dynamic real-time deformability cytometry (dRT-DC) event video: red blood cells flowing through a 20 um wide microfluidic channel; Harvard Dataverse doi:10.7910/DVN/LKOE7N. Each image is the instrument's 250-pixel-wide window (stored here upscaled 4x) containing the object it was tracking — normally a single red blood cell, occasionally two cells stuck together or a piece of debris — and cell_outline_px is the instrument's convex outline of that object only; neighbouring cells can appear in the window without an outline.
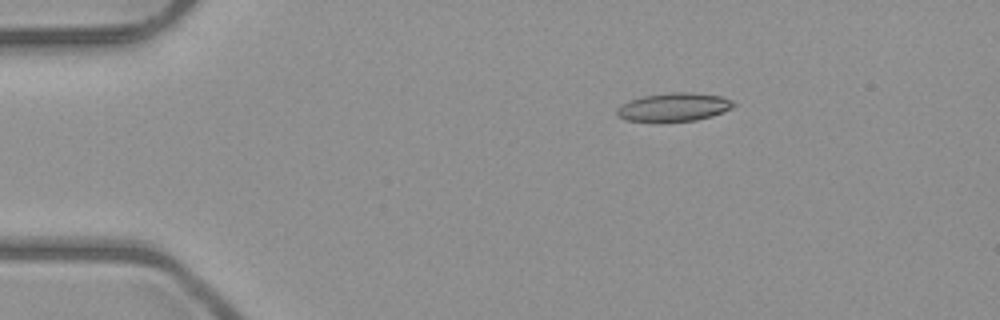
{"species": "common noctule bat (a hibernating species)", "species_latin": "Nyctalus noctula", "temperature_condition": "room temperature", "stored_images_in_passage": 5, "camera_frame_rate_fps": 3000, "um_per_image_px": 0.085, "animal": {"sex": "male", "body_mass_g": 23.1, "forearm_length_mm": 52.7}, "frame": {"image": 1, "passage_image": 3, "time_ms": 2.333, "image_size_px": [1000, 320], "cell_outline_px": [[736, 104], [732, 108], [712, 116], [696, 120], [624, 120], [616, 116], [616, 108], [620, 104], [628, 100], [644, 96], [668, 92], [692, 92], [720, 96], [732, 100]], "centroid_in_image_um": [57.26, 9.08], "position_along_channel_um": 27.7, "area_um2": 19.13}}
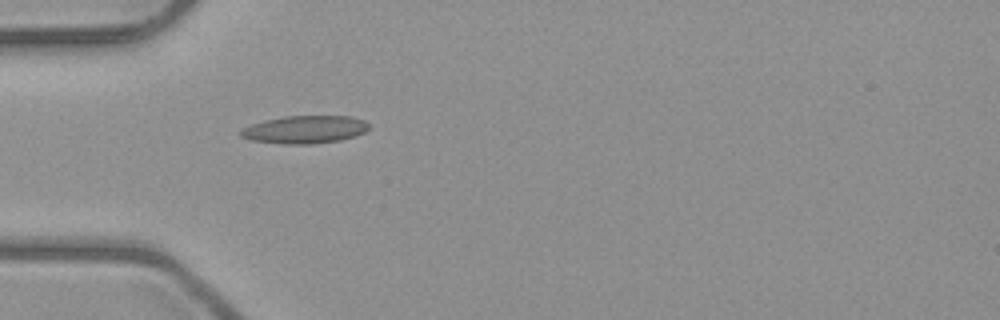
{"frame": {"image": 2, "passage_image": 5, "time_ms": 4.667, "image_size_px": [1000, 320], "cell_outline_px": [[368, 128], [364, 132], [356, 136], [340, 140], [312, 144], [288, 144], [252, 140], [240, 136], [240, 132], [244, 128], [252, 124], [264, 120], [284, 116], [352, 116], [364, 120], [368, 124]], "centroid_in_image_um": [25.93, 11.0], "position_along_channel_um": 59.1, "area_um2": 20.63}}